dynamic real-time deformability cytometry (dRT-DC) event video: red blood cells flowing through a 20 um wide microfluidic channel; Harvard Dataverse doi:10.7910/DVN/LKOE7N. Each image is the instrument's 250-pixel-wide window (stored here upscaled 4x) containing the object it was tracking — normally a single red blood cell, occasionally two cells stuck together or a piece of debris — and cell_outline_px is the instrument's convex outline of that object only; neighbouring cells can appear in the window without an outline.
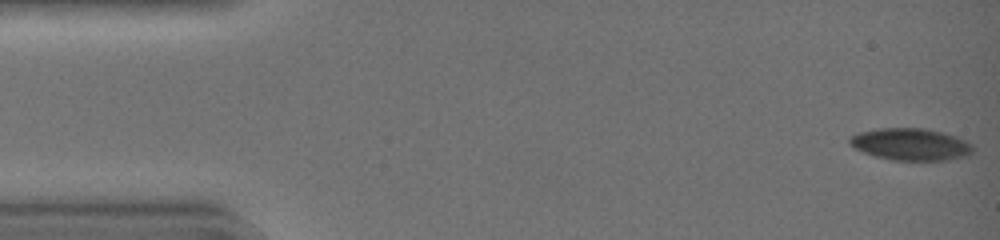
{"species": "common noctule bat (a hibernating species)", "species_latin": "Nyctalus noctula", "temperature_condition": "warm", "stored_images_in_passage": 44, "camera_frame_rate_fps": 3000, "um_per_image_px": 0.085, "animal": {"sex": "female", "body_mass_g": 19.0, "forearm_length_mm": 51.5}, "frame": {"image": 1, "passage_image": 1, "time_ms": 0.0, "image_size_px": [1000, 240], "cell_outline_px": [[972, 152], [960, 156], [944, 160], [892, 160], [876, 156], [864, 152], [856, 148], [848, 140], [852, 136], [860, 132], [880, 128], [920, 128], [940, 132], [952, 136], [968, 144], [972, 148]], "centroid_in_image_um": [77.32, 12.26], "position_along_channel_um": 7.7, "area_um2": 22.02}}
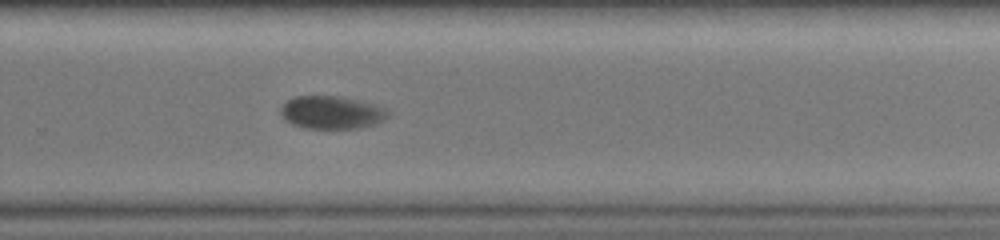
{"frame": {"image": 2, "passage_image": 30, "time_ms": 9.667, "image_size_px": [1000, 240], "cell_outline_px": [[388, 116], [384, 120], [360, 128], [304, 128], [292, 124], [280, 112], [280, 108], [288, 100], [296, 96], [336, 96], [360, 100], [384, 108], [388, 112]], "centroid_in_image_um": [28.18, 9.55], "position_along_channel_um": 301.6, "area_um2": 20.23}}
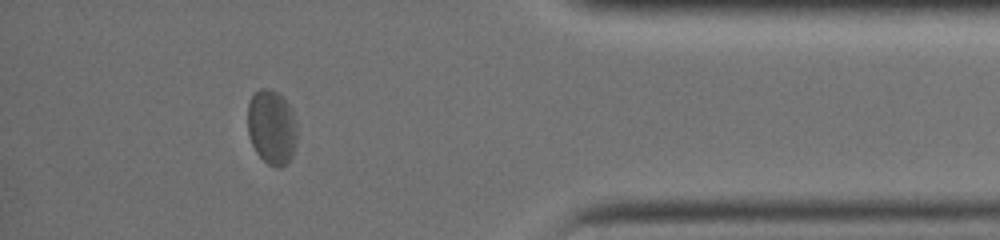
{"frame": {"image": 3, "passage_image": 39, "time_ms": 12.667, "image_size_px": [1000, 240], "cell_outline_px": [[296, 140], [292, 156], [280, 168], [276, 168], [268, 164], [256, 152], [252, 144], [248, 132], [248, 104], [252, 96], [260, 88], [272, 88], [284, 96], [292, 112], [296, 124]], "centroid_in_image_um": [23.09, 10.78], "position_along_channel_um": 412.1, "area_um2": 21.5}, "authors_computed_cell_mechanics": {"area_um2": 22.0796, "velocity_mm_per_s": 4.4059, "shape_relaxation_time_tau1_ms": 4.8415, "shape_relaxation_time_tau2_ms": null, "deformation_change_tau1": 0.1261, "deformation_change_tau2": null}}